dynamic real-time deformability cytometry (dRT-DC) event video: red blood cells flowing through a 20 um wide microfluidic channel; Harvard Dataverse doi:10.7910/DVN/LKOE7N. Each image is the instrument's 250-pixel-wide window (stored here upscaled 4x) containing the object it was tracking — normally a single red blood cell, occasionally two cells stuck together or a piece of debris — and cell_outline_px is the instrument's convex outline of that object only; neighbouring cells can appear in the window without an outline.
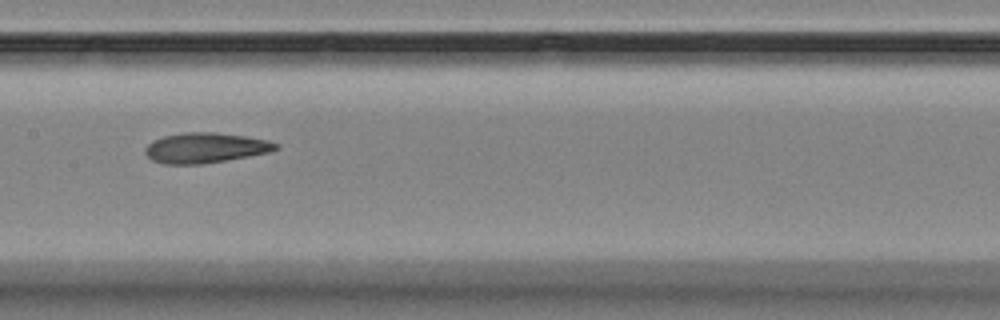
{"species": "Egyptian fruit bat (a non-hibernating species)", "species_latin": "Rousettus aegyptiacus", "temperature_condition": "room temperature", "stored_images_in_passage": 15, "camera_frame_rate_fps": 3000, "um_per_image_px": 0.085, "animal": {"sex": "female"}, "frame": {"image": 1, "passage_image": 8, "time_ms": 8.333, "image_size_px": [1000, 320], "cell_outline_px": [[280, 148], [268, 152], [248, 156], [200, 164], [164, 164], [152, 160], [144, 152], [144, 148], [152, 140], [164, 136], [184, 132], [216, 132], [244, 136], [268, 140], [280, 144]], "centroid_in_image_um": [17.44, 12.56], "position_along_channel_um": 190.0, "area_um2": 22.95}}
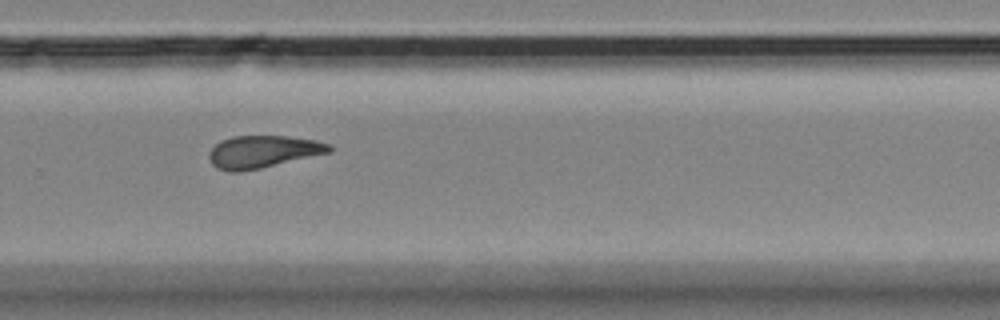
{"frame": {"image": 2, "passage_image": 11, "time_ms": 11.667, "image_size_px": [1000, 320], "cell_outline_px": [[332, 152], [260, 168], [240, 172], [228, 172], [216, 168], [212, 164], [208, 156], [208, 152], [220, 140], [232, 136], [288, 136], [316, 140], [332, 144]], "centroid_in_image_um": [22.34, 12.89], "position_along_channel_um": 307.5, "area_um2": 22.89}}
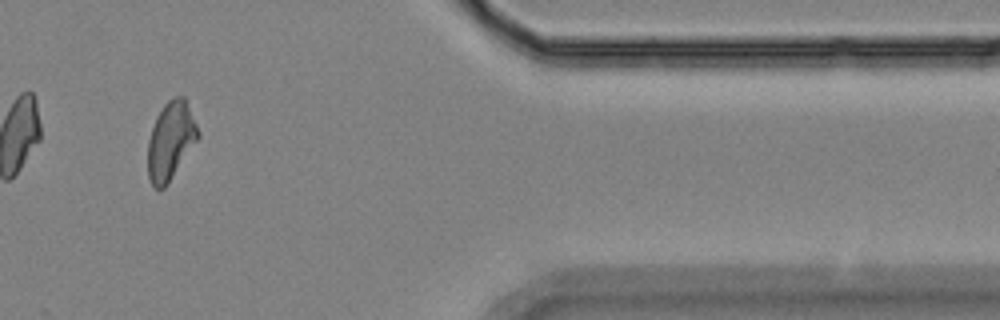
{"frame": {"image": 3, "passage_image": 13, "time_ms": 15.0, "image_size_px": [1000, 320], "cell_outline_px": [[200, 136], [168, 184], [164, 188], [156, 188], [152, 184], [148, 176], [148, 140], [156, 116], [164, 104], [172, 96], [184, 96], [200, 132]], "centroid_in_image_um": [14.51, 11.94], "position_along_channel_um": 396.9, "area_um2": 22.77}}